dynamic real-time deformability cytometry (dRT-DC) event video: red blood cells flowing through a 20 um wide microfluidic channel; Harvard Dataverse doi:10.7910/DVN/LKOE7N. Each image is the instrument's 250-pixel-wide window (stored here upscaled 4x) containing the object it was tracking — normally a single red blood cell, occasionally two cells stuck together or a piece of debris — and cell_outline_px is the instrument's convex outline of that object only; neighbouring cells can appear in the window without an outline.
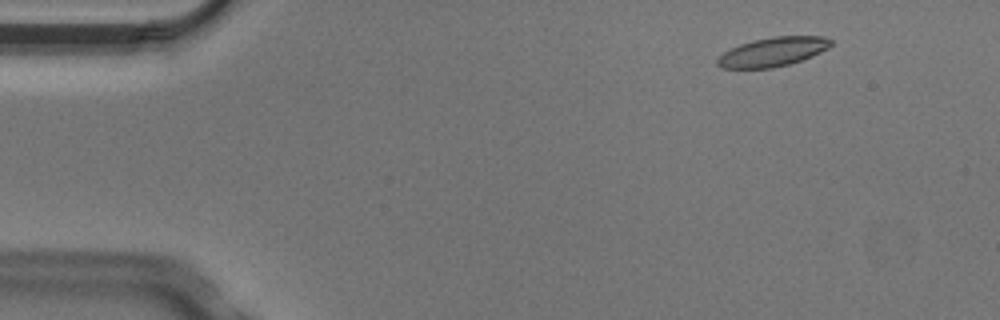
{"species": "Egyptian fruit bat (a non-hibernating species)", "species_latin": "Rousettus aegyptiacus", "temperature_condition": "cold", "stored_images_in_passage": 4, "camera_frame_rate_fps": 3000, "um_per_image_px": 0.085, "animal": {"sex": "male"}, "frame": {"image": 1, "passage_image": 1, "time_ms": 0.0, "image_size_px": [1000, 320], "cell_outline_px": [[832, 44], [828, 48], [812, 56], [788, 64], [772, 68], [720, 68], [716, 64], [716, 60], [724, 52], [740, 44], [752, 40], [772, 36], [824, 36], [832, 40]], "centroid_in_image_um": [65.68, 4.4], "position_along_channel_um": 19.3, "area_um2": 19.19}}